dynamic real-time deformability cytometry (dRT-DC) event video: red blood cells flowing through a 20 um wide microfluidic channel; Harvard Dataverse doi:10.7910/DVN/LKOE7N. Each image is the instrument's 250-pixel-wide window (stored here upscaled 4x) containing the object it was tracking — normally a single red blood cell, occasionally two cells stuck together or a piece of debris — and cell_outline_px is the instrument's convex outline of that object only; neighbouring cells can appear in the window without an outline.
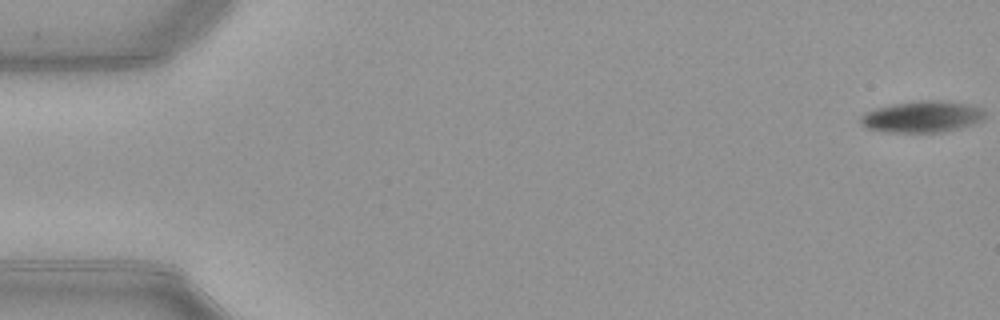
{"species": "common noctule bat (a hibernating species)", "species_latin": "Nyctalus noctula", "temperature_condition": "warm", "stored_images_in_passage": 53, "camera_frame_rate_fps": 3000, "um_per_image_px": 0.085, "animal": {"sex": "female", "body_mass_g": 21.9}, "frame": {"image": 1, "passage_image": 1, "time_ms": 0.0, "image_size_px": [1000, 320], "cell_outline_px": [[984, 116], [980, 120], [972, 124], [940, 132], [884, 132], [868, 128], [860, 124], [860, 116], [864, 112], [876, 108], [892, 104], [916, 100], [948, 100], [972, 104], [984, 108]], "centroid_in_image_um": [78.37, 9.89], "position_along_channel_um": 6.6, "area_um2": 23.0}}
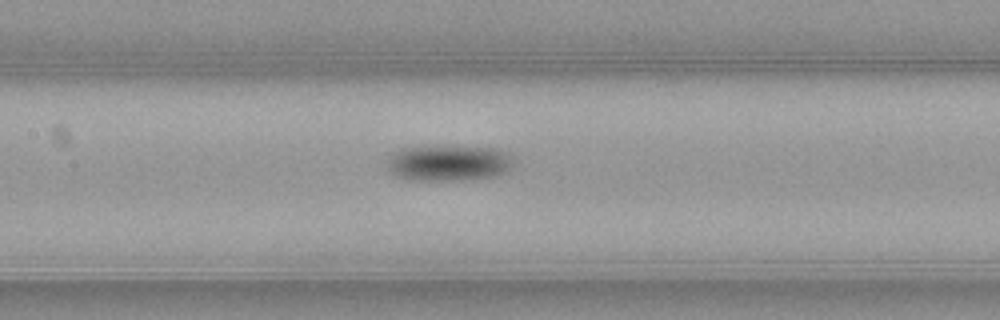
{"frame": {"image": 2, "passage_image": 25, "time_ms": 8.0, "image_size_px": [1000, 320], "cell_outline_px": [[512, 164], [504, 172], [496, 176], [464, 180], [412, 180], [396, 176], [388, 168], [388, 160], [400, 148], [436, 144], [500, 148], [508, 152], [512, 160]], "centroid_in_image_um": [38.15, 13.81], "position_along_channel_um": 169.3, "area_um2": 27.05}}
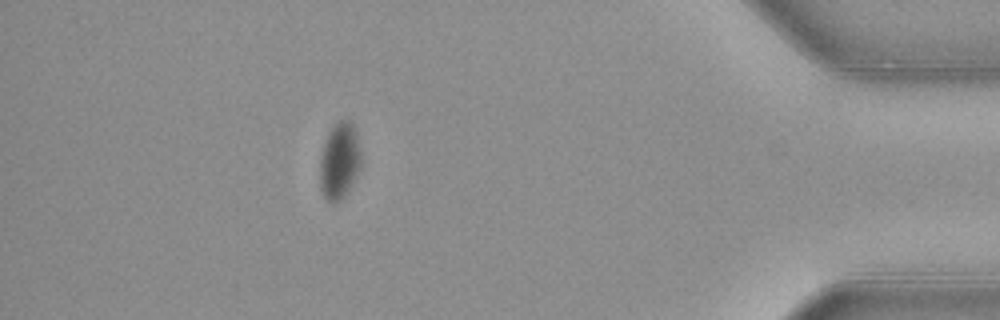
{"frame": {"image": 3, "passage_image": 47, "time_ms": 15.333, "image_size_px": [1000, 320], "cell_outline_px": [[360, 168], [352, 184], [344, 196], [340, 200], [332, 204], [324, 196], [320, 188], [320, 160], [324, 144], [328, 132], [332, 124], [340, 120], [348, 120], [356, 128], [360, 148]], "centroid_in_image_um": [28.86, 13.65], "position_along_channel_um": 406.3, "area_um2": 18.44}, "authors_computed_cell_mechanics": {"area_um2": 23.698, "velocity_mm_per_s": 3.9379, "shape_relaxation_time_tau1_ms": 1.5832, "shape_relaxation_time_tau2_ms": null, "deformation_change_tau1": 0.0631, "deformation_change_tau2": null}}